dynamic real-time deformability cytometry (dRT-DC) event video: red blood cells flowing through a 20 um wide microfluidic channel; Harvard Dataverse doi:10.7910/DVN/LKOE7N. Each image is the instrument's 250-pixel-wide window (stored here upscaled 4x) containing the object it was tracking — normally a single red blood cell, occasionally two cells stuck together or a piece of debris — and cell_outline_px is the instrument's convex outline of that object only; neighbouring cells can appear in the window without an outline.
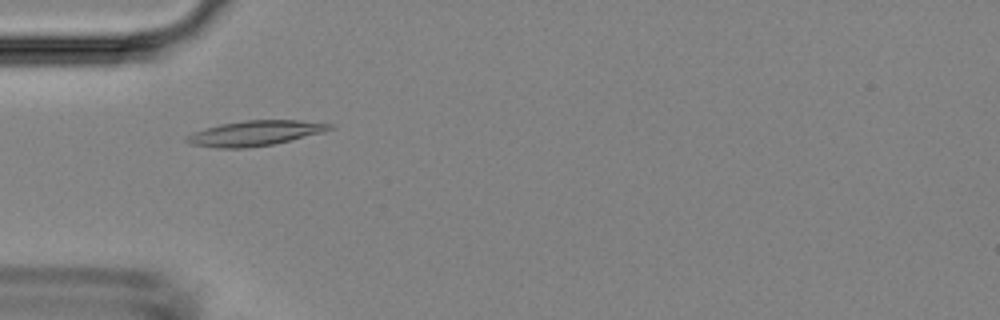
{"species": "Egyptian fruit bat (a non-hibernating species)", "species_latin": "Rousettus aegyptiacus", "temperature_condition": "room temperature", "stored_images_in_passage": 8, "camera_frame_rate_fps": 3000, "um_per_image_px": 0.085, "animal": {"sex": "female"}, "frame": {"image": 1, "passage_image": 5, "time_ms": 5.0, "image_size_px": [1000, 320], "cell_outline_px": [[336, 128], [324, 132], [272, 144], [248, 148], [216, 148], [192, 144], [184, 140], [184, 136], [220, 124], [244, 120], [300, 120], [332, 124]], "centroid_in_image_um": [21.7, 11.32], "position_along_channel_um": 63.3, "area_um2": 20.81}}
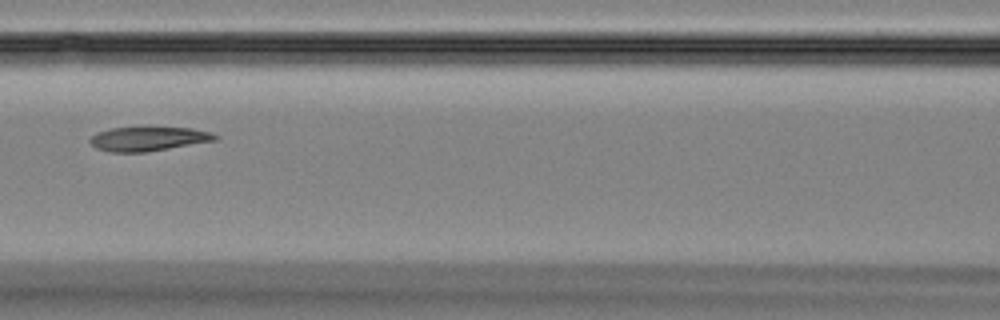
{"frame": {"image": 2, "passage_image": 7, "time_ms": 7.333, "image_size_px": [1000, 320], "cell_outline_px": [[220, 136], [216, 140], [148, 152], [108, 152], [96, 148], [88, 140], [96, 132], [112, 128], [144, 124], [192, 128], [212, 132]], "centroid_in_image_um": [12.62, 11.74], "position_along_channel_um": 154.0, "area_um2": 18.73}}
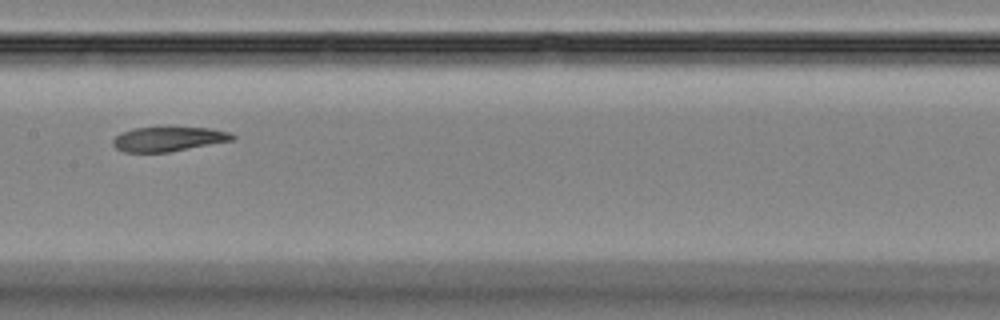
{"frame": {"image": 3, "passage_image": 8, "time_ms": 8.333, "image_size_px": [1000, 320], "cell_outline_px": [[236, 140], [168, 152], [124, 152], [116, 148], [112, 144], [112, 140], [120, 132], [132, 128], [160, 124], [208, 128], [228, 132], [236, 136]], "centroid_in_image_um": [14.3, 11.76], "position_along_channel_um": 193.1, "area_um2": 18.09}}